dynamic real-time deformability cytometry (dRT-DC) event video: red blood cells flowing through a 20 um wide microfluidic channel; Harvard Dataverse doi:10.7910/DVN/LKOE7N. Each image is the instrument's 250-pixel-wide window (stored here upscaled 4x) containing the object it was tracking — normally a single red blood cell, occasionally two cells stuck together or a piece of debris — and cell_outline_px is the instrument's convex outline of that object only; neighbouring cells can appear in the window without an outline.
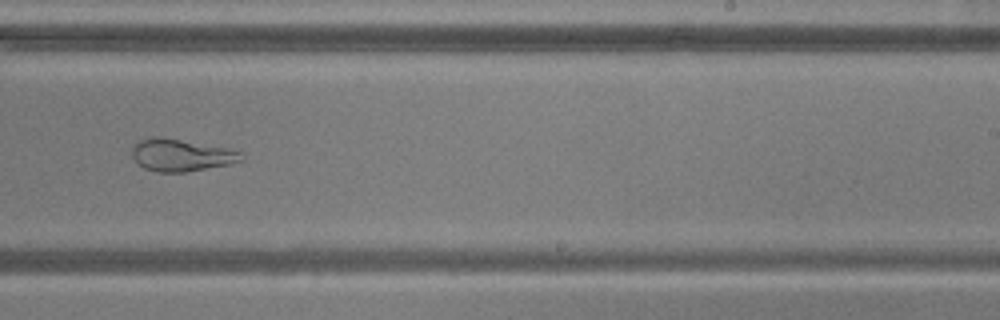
{"species": "common noctule bat (a hibernating species)", "species_latin": "Nyctalus noctula", "temperature_condition": "warm", "stored_images_in_passage": 51, "camera_frame_rate_fps": 3000, "um_per_image_px": 0.085, "animal": {"sex": "male", "body_mass_g": 20.5, "forearm_length_mm": 52.5}, "frame": {"image": 1, "passage_image": 31, "time_ms": 10.0, "image_size_px": [1000, 320], "cell_outline_px": [[244, 160], [228, 164], [184, 172], [156, 172], [144, 168], [132, 156], [132, 144], [136, 140], [152, 136], [156, 136], [228, 148], [240, 152], [244, 156]], "centroid_in_image_um": [15.35, 13.17], "position_along_channel_um": 273.6, "area_um2": 20.4}}
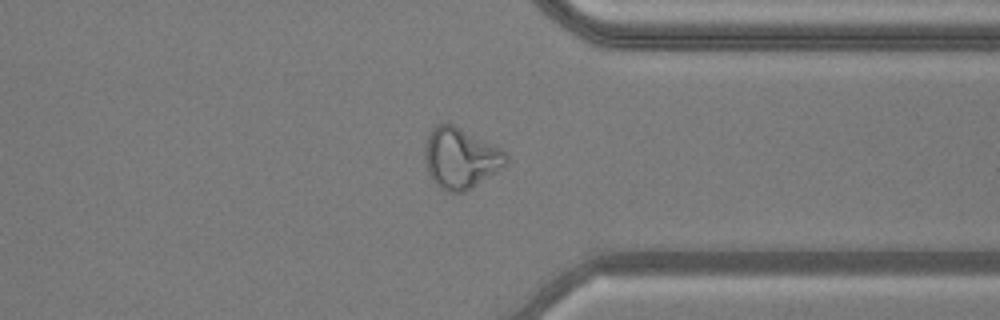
{"frame": {"image": 2, "passage_image": 39, "time_ms": 12.667, "image_size_px": [1000, 320], "cell_outline_px": [[508, 164], [504, 168], [472, 188], [464, 192], [444, 192], [432, 180], [424, 164], [424, 148], [428, 132], [436, 124], [452, 124], [500, 148], [508, 156]], "centroid_in_image_um": [39.13, 13.47], "position_along_channel_um": 372.3, "area_um2": 29.02}}
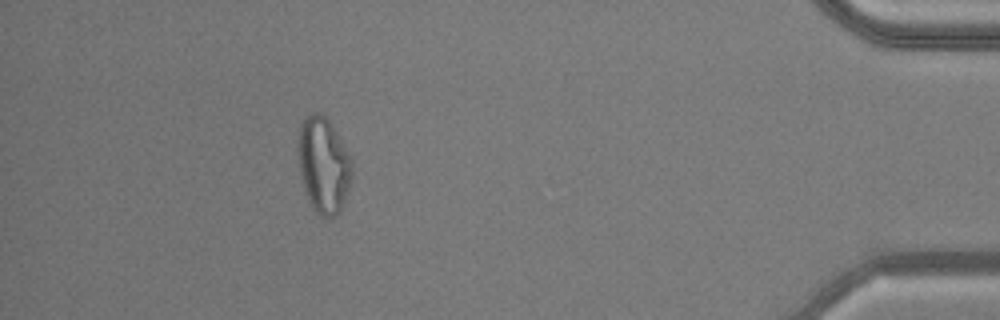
{"frame": {"image": 3, "passage_image": 46, "time_ms": 15.0, "image_size_px": [1000, 320], "cell_outline_px": [[352, 180], [340, 212], [336, 216], [328, 220], [320, 216], [312, 208], [308, 200], [300, 176], [296, 148], [296, 140], [300, 124], [304, 116], [308, 112], [320, 112], [328, 120], [336, 132], [348, 152], [352, 160]], "centroid_in_image_um": [27.47, 14.03], "position_along_channel_um": 407.7, "area_um2": 30.98}, "authors_computed_cell_mechanics": {"area_um2": 29.0156, "velocity_mm_per_s": 3.8548, "shape_relaxation_time_tau1_ms": null, "shape_relaxation_time_tau2_ms": 1.7743, "deformation_change_tau1": null, "deformation_change_tau2": 0.0999}}